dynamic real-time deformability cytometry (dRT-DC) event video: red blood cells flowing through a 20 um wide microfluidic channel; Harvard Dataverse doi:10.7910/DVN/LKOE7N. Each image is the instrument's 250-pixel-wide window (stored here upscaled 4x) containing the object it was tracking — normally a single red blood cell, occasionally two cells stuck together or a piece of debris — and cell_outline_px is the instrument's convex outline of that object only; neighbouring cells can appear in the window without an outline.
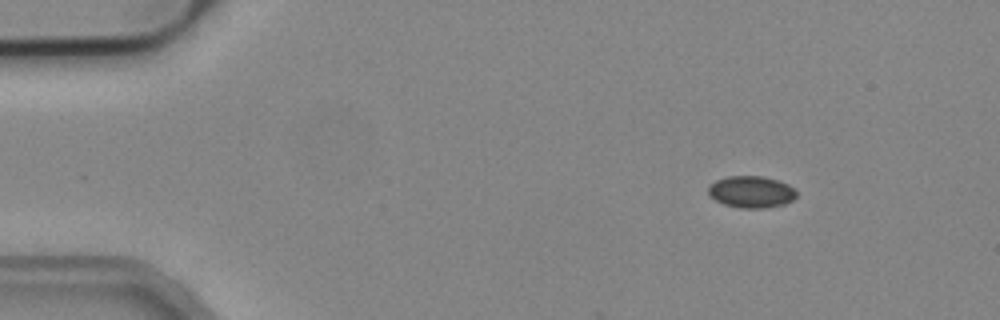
{"species": "common noctule bat (a hibernating species)", "species_latin": "Nyctalus noctula", "temperature_condition": "cold", "stored_images_in_passage": 4, "camera_frame_rate_fps": 3000, "um_per_image_px": 0.085, "animal": {"sex": "male", "body_mass_g": 19.2, "forearm_length_mm": 51.8}, "frame": {"image": 1, "passage_image": 2, "time_ms": 0.333, "image_size_px": [1000, 320], "cell_outline_px": [[796, 196], [792, 200], [784, 204], [764, 208], [740, 208], [724, 204], [716, 200], [708, 192], [708, 184], [716, 180], [728, 176], [764, 176], [788, 184], [796, 192]], "centroid_in_image_um": [63.84, 16.3], "position_along_channel_um": 21.2, "area_um2": 16.24}}
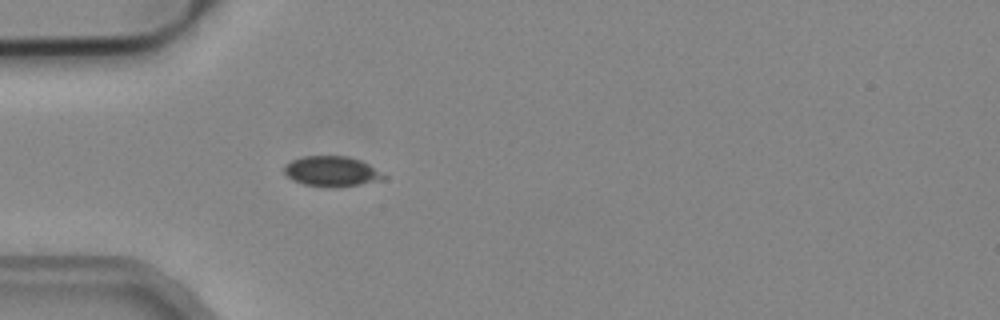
{"frame": {"image": 2, "passage_image": 4, "time_ms": 1.0, "image_size_px": [1000, 320], "cell_outline_px": [[388, 176], [384, 180], [360, 184], [332, 188], [304, 184], [292, 180], [284, 172], [284, 164], [292, 160], [304, 156], [348, 156], [360, 160], [368, 164]], "centroid_in_image_um": [28.2, 14.57], "position_along_channel_um": 56.8, "area_um2": 17.63}}